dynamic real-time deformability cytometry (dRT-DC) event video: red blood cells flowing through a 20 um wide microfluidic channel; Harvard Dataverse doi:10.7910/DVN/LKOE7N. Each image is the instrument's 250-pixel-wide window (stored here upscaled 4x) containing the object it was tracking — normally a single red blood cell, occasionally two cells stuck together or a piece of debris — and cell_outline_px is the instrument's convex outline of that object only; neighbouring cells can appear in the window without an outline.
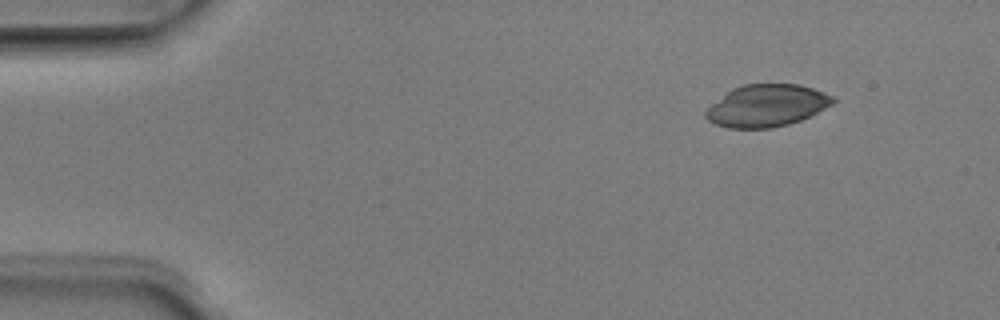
{"species": "Egyptian fruit bat (a non-hibernating species)", "species_latin": "Rousettus aegyptiacus", "temperature_condition": "room temperature", "stored_images_in_passage": 3, "camera_frame_rate_fps": 3000, "um_per_image_px": 0.085, "animal": {"sex": "male"}, "frame": {"image": 1, "passage_image": 1, "time_ms": 0.0, "image_size_px": [1000, 320], "cell_outline_px": [[836, 100], [832, 104], [800, 120], [788, 124], [772, 128], [728, 128], [716, 124], [708, 120], [704, 116], [704, 112], [712, 104], [732, 88], [744, 84], [800, 84], [824, 92], [832, 96]], "centroid_in_image_um": [65.15, 8.97], "position_along_channel_um": 19.8, "area_um2": 30.98}}